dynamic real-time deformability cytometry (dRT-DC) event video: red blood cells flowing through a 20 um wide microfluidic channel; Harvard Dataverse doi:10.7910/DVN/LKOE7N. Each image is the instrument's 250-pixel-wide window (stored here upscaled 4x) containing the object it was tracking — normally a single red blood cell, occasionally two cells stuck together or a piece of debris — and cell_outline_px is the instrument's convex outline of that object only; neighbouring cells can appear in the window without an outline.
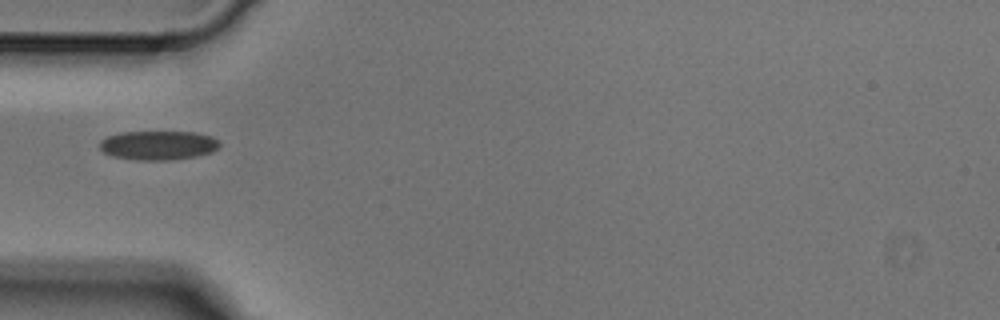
{"species": "Egyptian fruit bat (a non-hibernating species)", "species_latin": "Rousettus aegyptiacus", "temperature_condition": "cold", "stored_images_in_passage": 6, "camera_frame_rate_fps": 3000, "um_per_image_px": 0.085, "animal": {"sex": "male"}, "frame": {"image": 1, "passage_image": 5, "time_ms": 1.333, "image_size_px": [1000, 320], "cell_outline_px": [[220, 144], [212, 152], [196, 156], [172, 160], [140, 160], [112, 156], [104, 152], [100, 148], [100, 140], [108, 136], [120, 132], [196, 132], [212, 136]], "centroid_in_image_um": [13.44, 12.35], "position_along_channel_um": 71.6, "area_um2": 20.29}}
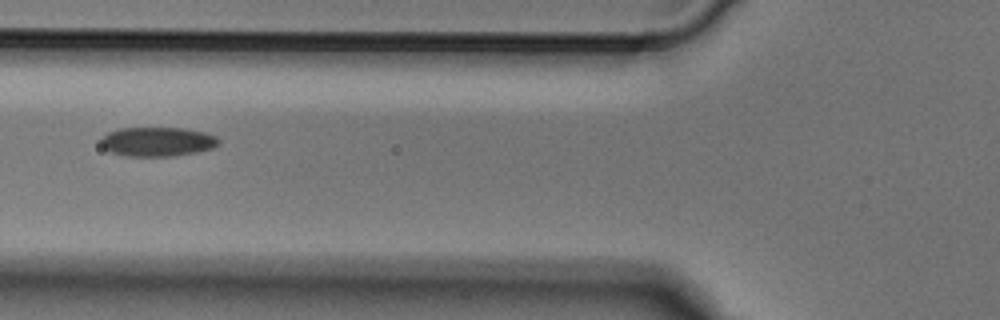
{"frame": {"image": 2, "passage_image": 6, "time_ms": 1.667, "image_size_px": [1000, 320], "cell_outline_px": [[220, 144], [212, 148], [196, 152], [176, 156], [128, 156], [112, 152], [104, 148], [100, 144], [100, 140], [108, 132], [120, 128], [184, 128], [204, 132], [216, 136], [220, 140]], "centroid_in_image_um": [13.4, 12.04], "position_along_channel_um": 112.4, "area_um2": 20.11}}